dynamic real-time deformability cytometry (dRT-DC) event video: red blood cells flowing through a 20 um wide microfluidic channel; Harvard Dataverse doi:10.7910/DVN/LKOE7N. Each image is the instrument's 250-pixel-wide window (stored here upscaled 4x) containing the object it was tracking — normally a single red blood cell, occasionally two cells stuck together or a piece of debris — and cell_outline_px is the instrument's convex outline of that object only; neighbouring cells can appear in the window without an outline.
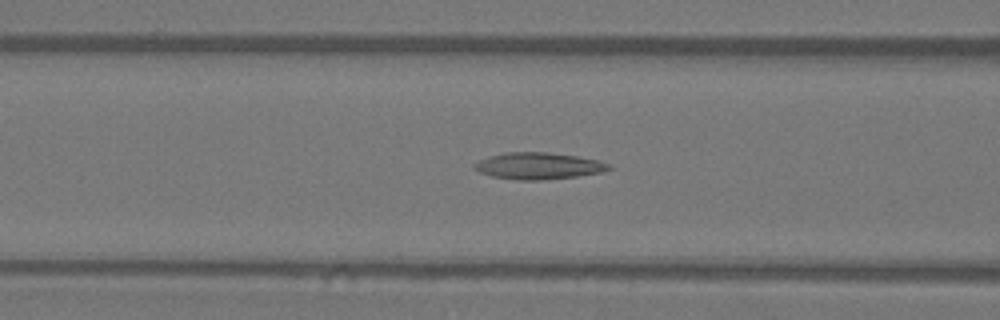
{"species": "Egyptian fruit bat (a non-hibernating species)", "species_latin": "Rousettus aegyptiacus", "temperature_condition": "warm", "stored_images_in_passage": 47, "camera_frame_rate_fps": 3000, "um_per_image_px": 0.085, "animal": {"sex": "female"}, "frame": {"image": 1, "passage_image": 20, "time_ms": 6.333, "image_size_px": [1000, 320], "cell_outline_px": [[612, 168], [600, 172], [576, 176], [540, 180], [516, 180], [492, 176], [480, 172], [472, 168], [472, 164], [488, 156], [504, 152], [548, 152], [576, 156], [596, 160], [608, 164]], "centroid_in_image_um": [45.69, 14.09], "position_along_channel_um": 120.9, "area_um2": 20.75}}
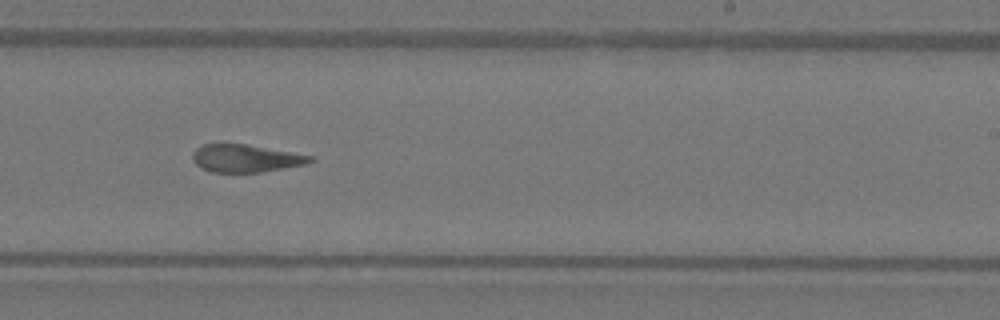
{"frame": {"image": 2, "passage_image": 31, "time_ms": 10.0, "image_size_px": [1000, 320], "cell_outline_px": [[316, 160], [304, 164], [260, 172], [212, 172], [200, 168], [192, 160], [192, 152], [196, 148], [204, 144], [248, 144], [292, 152], [312, 156]], "centroid_in_image_um": [20.85, 13.45], "position_along_channel_um": 268.2, "area_um2": 18.9}}
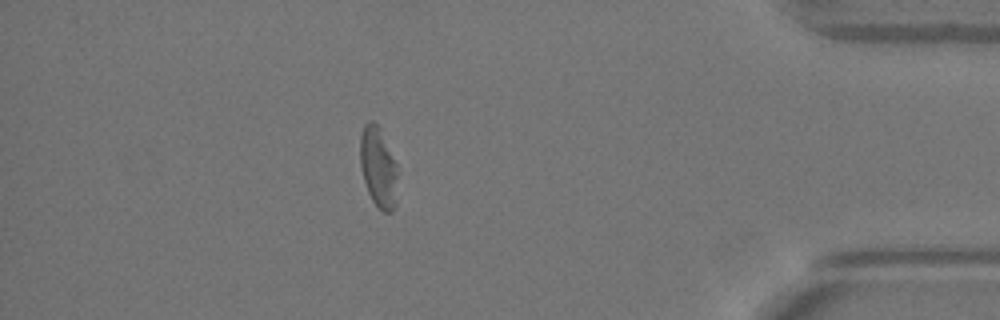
{"frame": {"image": 3, "passage_image": 44, "time_ms": 14.333, "image_size_px": [1000, 320], "cell_outline_px": [[396, 204], [392, 212], [384, 212], [372, 200], [368, 192], [364, 180], [360, 164], [360, 136], [364, 124], [368, 120], [372, 120], [380, 128], [396, 164]], "centroid_in_image_um": [32.13, 14.2], "position_along_channel_um": 403.1, "area_um2": 17.34}}